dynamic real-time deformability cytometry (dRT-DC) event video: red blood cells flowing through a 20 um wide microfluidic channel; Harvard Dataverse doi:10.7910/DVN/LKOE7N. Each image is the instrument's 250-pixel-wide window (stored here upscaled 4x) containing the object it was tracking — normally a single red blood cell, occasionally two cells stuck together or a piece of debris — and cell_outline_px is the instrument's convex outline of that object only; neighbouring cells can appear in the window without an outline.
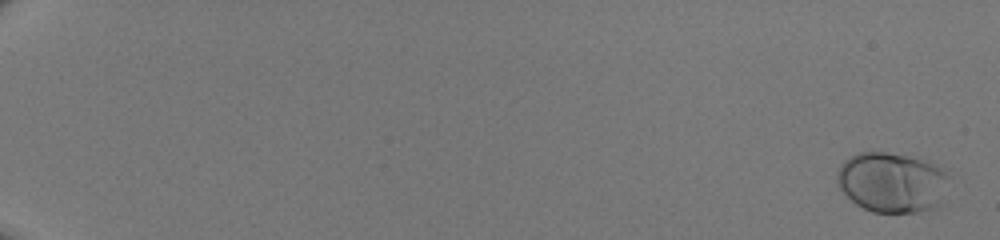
{"species": "human", "species_latin": "Homo sapiens", "temperature_condition": "room temperature", "stored_images_in_passage": 51, "camera_frame_rate_fps": 3000, "um_per_image_px": 0.085, "donor": {"sex": "male"}, "frame": {"image": 1, "passage_image": 1, "time_ms": 0.0, "image_size_px": [1000, 240], "cell_outline_px": [[948, 176], [936, 204], [928, 208], [916, 212], [872, 212], [856, 204], [840, 188], [836, 180], [836, 172], [840, 164], [844, 160], [860, 152], [888, 152], [908, 156], [932, 164], [940, 168]], "centroid_in_image_um": [75.69, 15.48], "position_along_channel_um": 9.3, "area_um2": 38.15}}
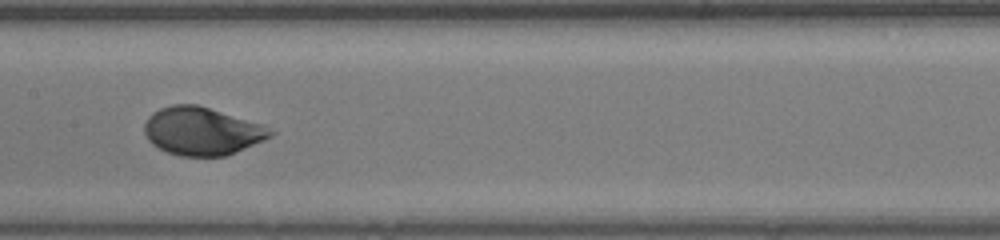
{"frame": {"image": 2, "passage_image": 30, "time_ms": 9.667, "image_size_px": [1000, 240], "cell_outline_px": [[276, 132], [272, 136], [264, 140], [224, 156], [180, 156], [168, 152], [152, 144], [148, 140], [144, 132], [144, 124], [148, 116], [152, 112], [160, 108], [172, 104], [196, 104], [260, 124]], "centroid_in_image_um": [17.12, 11.14], "position_along_channel_um": 190.3, "area_um2": 34.85}}
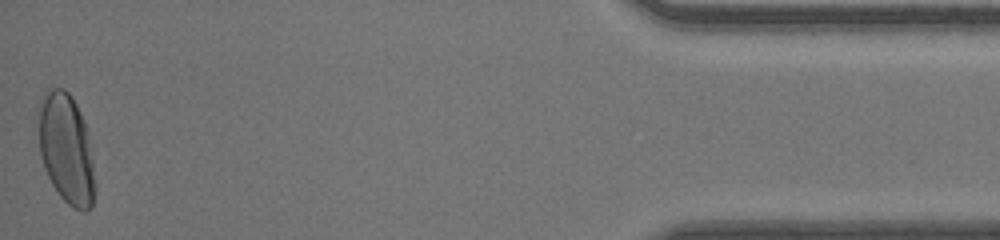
{"frame": {"image": 3, "passage_image": 51, "time_ms": 16.667, "image_size_px": [1000, 240], "cell_outline_px": [[96, 188], [92, 204], [84, 212], [80, 212], [72, 208], [60, 196], [52, 184], [44, 168], [40, 156], [36, 108], [40, 96], [48, 88], [64, 88], [72, 96], [84, 120], [92, 160], [96, 184]], "centroid_in_image_um": [5.59, 12.61], "position_along_channel_um": 429.6, "area_um2": 36.93}}